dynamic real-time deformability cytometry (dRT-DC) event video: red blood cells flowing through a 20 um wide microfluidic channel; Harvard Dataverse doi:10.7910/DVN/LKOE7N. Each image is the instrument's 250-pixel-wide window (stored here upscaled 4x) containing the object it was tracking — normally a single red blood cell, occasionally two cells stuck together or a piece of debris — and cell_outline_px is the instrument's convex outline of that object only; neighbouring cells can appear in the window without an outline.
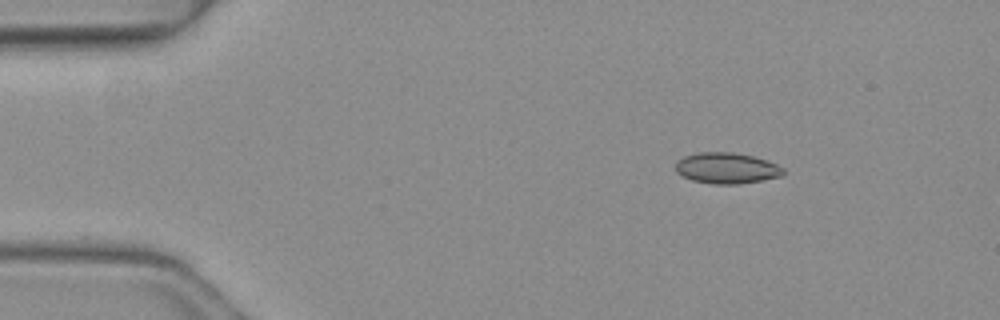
{"species": "common noctule bat (a hibernating species)", "species_latin": "Nyctalus noctula", "temperature_condition": "warm", "stored_images_in_passage": 3, "camera_frame_rate_fps": 3000, "um_per_image_px": 0.085, "animal": {"sex": "female", "body_mass_g": 19.3, "forearm_length_mm": 54.1}, "frame": {"image": 1, "passage_image": 1, "time_ms": 0.0, "image_size_px": [1000, 320], "cell_outline_px": [[784, 176], [736, 184], [712, 184], [692, 180], [676, 172], [676, 160], [684, 156], [696, 152], [732, 152], [752, 156], [776, 164], [784, 168]], "centroid_in_image_um": [61.74, 14.29], "position_along_channel_um": 23.3, "area_um2": 19.36}}
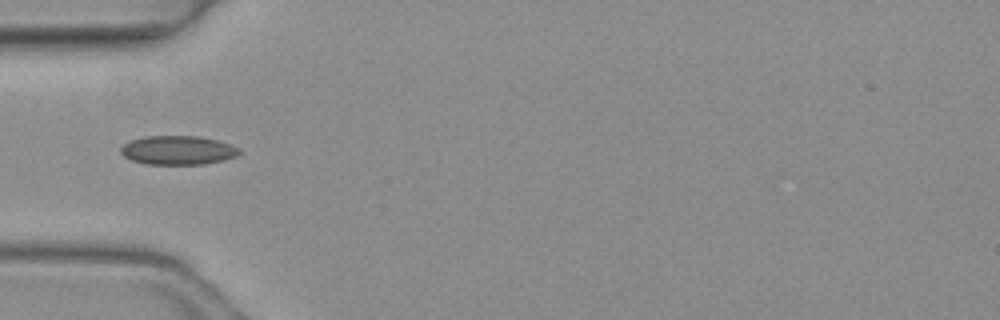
{"frame": {"image": 2, "passage_image": 3, "time_ms": 0.667, "image_size_px": [1000, 320], "cell_outline_px": [[240, 152], [236, 156], [224, 160], [204, 164], [144, 164], [132, 160], [124, 156], [120, 152], [120, 148], [124, 144], [132, 140], [144, 136], [200, 136], [216, 140], [240, 148]], "centroid_in_image_um": [15.11, 12.77], "position_along_channel_um": 69.9, "area_um2": 19.94}}